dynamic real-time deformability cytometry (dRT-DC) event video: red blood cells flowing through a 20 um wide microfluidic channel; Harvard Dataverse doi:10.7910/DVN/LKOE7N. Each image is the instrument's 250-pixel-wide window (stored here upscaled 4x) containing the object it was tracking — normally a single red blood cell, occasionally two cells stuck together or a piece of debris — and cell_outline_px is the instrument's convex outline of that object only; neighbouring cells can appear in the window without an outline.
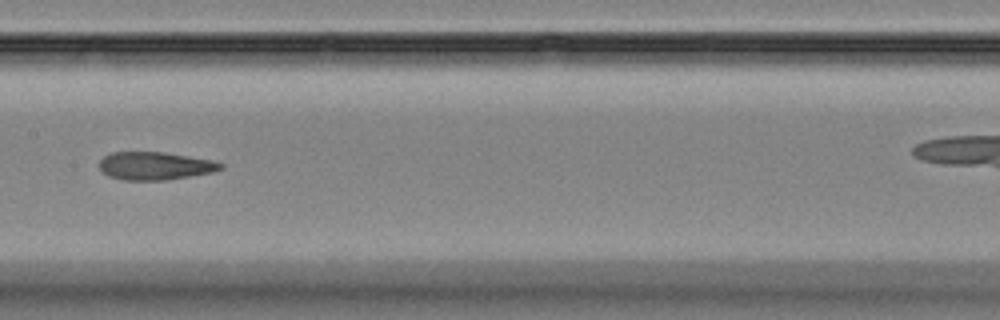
{"species": "Egyptian fruit bat (a non-hibernating species)", "species_latin": "Rousettus aegyptiacus", "temperature_condition": "room temperature", "stored_images_in_passage": 9, "camera_frame_rate_fps": 3000, "um_per_image_px": 0.085, "animal": {"sex": "female"}, "frame": {"image": 1, "passage_image": 7, "time_ms": 8.0, "image_size_px": [1000, 320], "cell_outline_px": [[224, 168], [212, 172], [164, 180], [124, 180], [108, 176], [100, 168], [100, 160], [104, 156], [112, 152], [164, 152], [208, 160], [224, 164]], "centroid_in_image_um": [13.14, 14.1], "position_along_channel_um": 194.3, "area_um2": 19.42}}
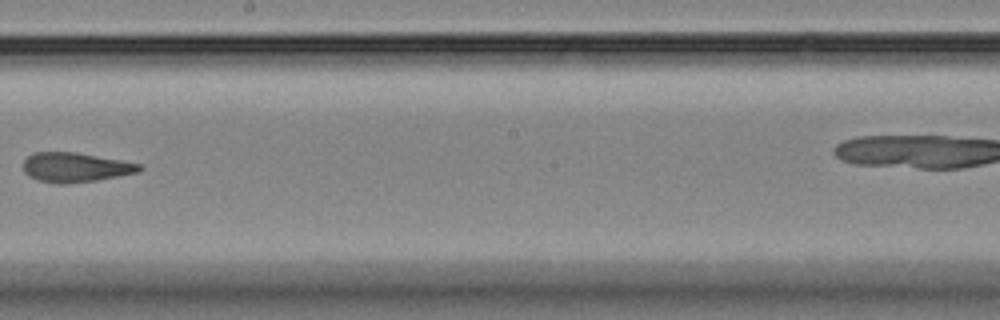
{"frame": {"image": 2, "passage_image": 8, "time_ms": 9.333, "image_size_px": [1000, 320], "cell_outline_px": [[144, 168], [136, 172], [96, 180], [68, 184], [60, 184], [36, 180], [28, 176], [24, 172], [24, 160], [32, 152], [76, 152], [120, 160], [140, 164]], "centroid_in_image_um": [6.35, 14.22], "position_along_channel_um": 241.8, "area_um2": 19.88}}
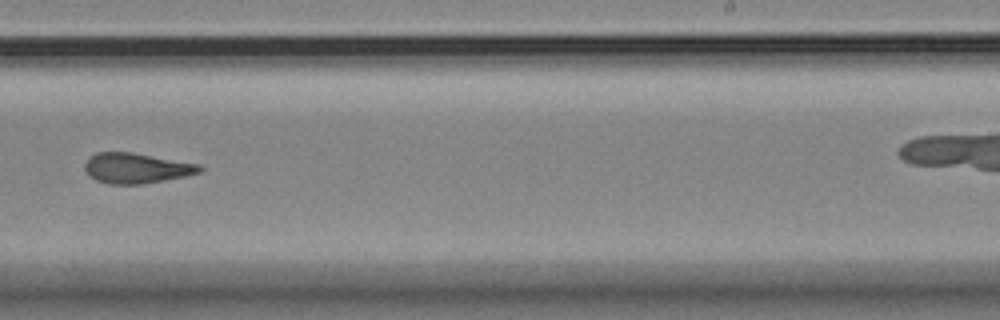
{"frame": {"image": 3, "passage_image": 9, "time_ms": 10.333, "image_size_px": [1000, 320], "cell_outline_px": [[204, 168], [200, 172], [184, 176], [164, 180], [140, 184], [108, 184], [96, 180], [88, 176], [84, 168], [84, 164], [88, 156], [96, 152], [132, 152], [200, 164]], "centroid_in_image_um": [11.54, 14.28], "position_along_channel_um": 277.5, "area_um2": 20.4}}